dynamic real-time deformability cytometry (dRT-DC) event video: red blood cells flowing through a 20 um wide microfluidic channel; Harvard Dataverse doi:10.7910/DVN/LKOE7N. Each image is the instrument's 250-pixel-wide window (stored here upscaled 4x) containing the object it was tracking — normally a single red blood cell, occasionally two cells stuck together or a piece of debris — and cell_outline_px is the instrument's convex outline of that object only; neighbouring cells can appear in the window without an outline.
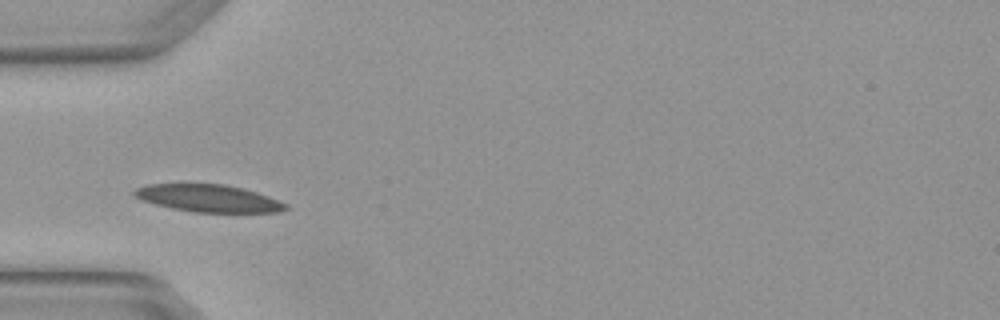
{"species": "Egyptian fruit bat (a non-hibernating species)", "species_latin": "Rousettus aegyptiacus", "temperature_condition": "warm", "stored_images_in_passage": 5, "camera_frame_rate_fps": 3000, "um_per_image_px": 0.085, "animal": {"sex": "female"}, "frame": {"image": 1, "passage_image": 4, "time_ms": 1.0, "image_size_px": [1000, 320], "cell_outline_px": [[288, 208], [280, 212], [192, 212], [172, 208], [140, 200], [132, 196], [132, 192], [136, 188], [148, 184], [224, 184], [244, 188], [268, 196], [288, 204]], "centroid_in_image_um": [17.7, 16.85], "position_along_channel_um": 67.3, "area_um2": 24.16}}
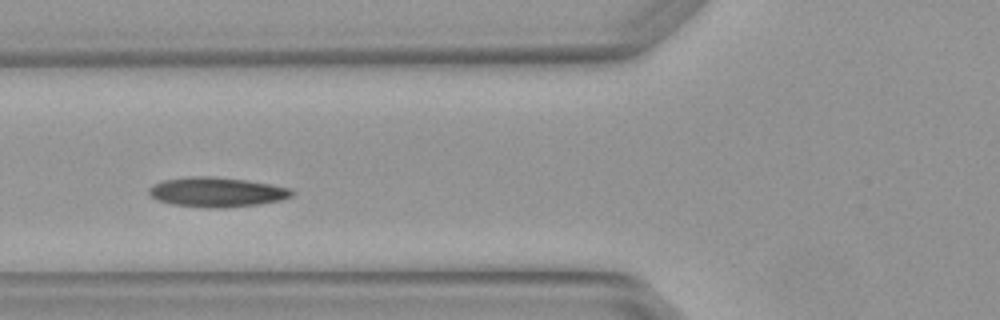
{"frame": {"image": 2, "passage_image": 5, "time_ms": 1.333, "image_size_px": [1000, 320], "cell_outline_px": [[296, 192], [292, 196], [280, 200], [260, 204], [224, 208], [208, 208], [172, 204], [156, 200], [148, 192], [148, 188], [160, 180], [188, 176], [208, 176], [248, 180], [292, 188]], "centroid_in_image_um": [18.43, 16.32], "position_along_channel_um": 107.4, "area_um2": 25.03}}